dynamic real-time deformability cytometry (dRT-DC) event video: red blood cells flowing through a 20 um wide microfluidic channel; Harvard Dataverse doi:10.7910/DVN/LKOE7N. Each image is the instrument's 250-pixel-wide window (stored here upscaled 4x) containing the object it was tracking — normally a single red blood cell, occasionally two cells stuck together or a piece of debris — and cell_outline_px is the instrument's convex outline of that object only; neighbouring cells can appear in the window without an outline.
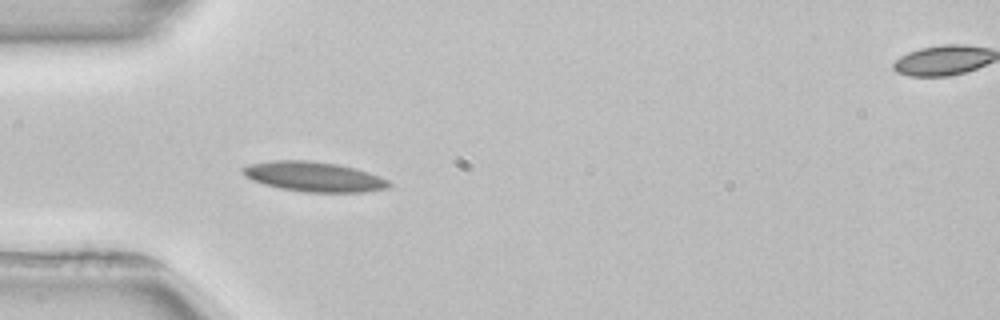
{"species": "common noctule bat (a hibernating species)", "species_latin": "Nyctalus noctula", "temperature_condition": "room temperature", "stored_images_in_passage": 15, "camera_frame_rate_fps": 3000, "um_per_image_px": 0.085, "animal": {"sex": "female", "body_mass_g": 22.7, "forearm_length_mm": 54.2}, "frame": {"image": 1, "passage_image": 15, "time_ms": 4.667, "image_size_px": [1000, 320], "cell_outline_px": [[392, 184], [388, 188], [364, 192], [304, 192], [280, 188], [264, 184], [252, 180], [244, 176], [240, 172], [240, 168], [248, 164], [272, 160], [308, 160], [336, 164], [356, 168], [380, 176], [388, 180]], "centroid_in_image_um": [26.65, 15.01], "position_along_channel_um": 58.4, "area_um2": 25.66}}